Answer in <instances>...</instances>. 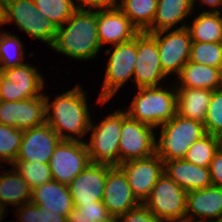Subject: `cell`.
<instances>
[{
	"label": "cell",
	"instance_id": "33",
	"mask_svg": "<svg viewBox=\"0 0 222 222\" xmlns=\"http://www.w3.org/2000/svg\"><path fill=\"white\" fill-rule=\"evenodd\" d=\"M24 130L0 123V162L12 164L18 155Z\"/></svg>",
	"mask_w": 222,
	"mask_h": 222
},
{
	"label": "cell",
	"instance_id": "21",
	"mask_svg": "<svg viewBox=\"0 0 222 222\" xmlns=\"http://www.w3.org/2000/svg\"><path fill=\"white\" fill-rule=\"evenodd\" d=\"M164 172L187 192L212 185L209 168L174 159L164 162Z\"/></svg>",
	"mask_w": 222,
	"mask_h": 222
},
{
	"label": "cell",
	"instance_id": "42",
	"mask_svg": "<svg viewBox=\"0 0 222 222\" xmlns=\"http://www.w3.org/2000/svg\"><path fill=\"white\" fill-rule=\"evenodd\" d=\"M195 1H196V0H193V4H195ZM201 2H202L203 5H204V4H207V5H209L210 7H213V9H214L215 7L218 8V6H219V7L222 6V0H201Z\"/></svg>",
	"mask_w": 222,
	"mask_h": 222
},
{
	"label": "cell",
	"instance_id": "7",
	"mask_svg": "<svg viewBox=\"0 0 222 222\" xmlns=\"http://www.w3.org/2000/svg\"><path fill=\"white\" fill-rule=\"evenodd\" d=\"M187 191L165 172L159 178L144 205L163 222L186 220Z\"/></svg>",
	"mask_w": 222,
	"mask_h": 222
},
{
	"label": "cell",
	"instance_id": "41",
	"mask_svg": "<svg viewBox=\"0 0 222 222\" xmlns=\"http://www.w3.org/2000/svg\"><path fill=\"white\" fill-rule=\"evenodd\" d=\"M80 3L76 5V9L88 10L96 9H107L116 6L117 0H78Z\"/></svg>",
	"mask_w": 222,
	"mask_h": 222
},
{
	"label": "cell",
	"instance_id": "15",
	"mask_svg": "<svg viewBox=\"0 0 222 222\" xmlns=\"http://www.w3.org/2000/svg\"><path fill=\"white\" fill-rule=\"evenodd\" d=\"M113 166L90 162L68 184L74 206L102 201L108 171Z\"/></svg>",
	"mask_w": 222,
	"mask_h": 222
},
{
	"label": "cell",
	"instance_id": "16",
	"mask_svg": "<svg viewBox=\"0 0 222 222\" xmlns=\"http://www.w3.org/2000/svg\"><path fill=\"white\" fill-rule=\"evenodd\" d=\"M61 141L59 135L47 123L24 130L15 161L49 163Z\"/></svg>",
	"mask_w": 222,
	"mask_h": 222
},
{
	"label": "cell",
	"instance_id": "44",
	"mask_svg": "<svg viewBox=\"0 0 222 222\" xmlns=\"http://www.w3.org/2000/svg\"><path fill=\"white\" fill-rule=\"evenodd\" d=\"M5 210H6V207L3 204L0 203V221L2 220L1 218L4 214V212H6Z\"/></svg>",
	"mask_w": 222,
	"mask_h": 222
},
{
	"label": "cell",
	"instance_id": "14",
	"mask_svg": "<svg viewBox=\"0 0 222 222\" xmlns=\"http://www.w3.org/2000/svg\"><path fill=\"white\" fill-rule=\"evenodd\" d=\"M156 39L146 32L137 34V59L134 81L137 88L155 87L164 78Z\"/></svg>",
	"mask_w": 222,
	"mask_h": 222
},
{
	"label": "cell",
	"instance_id": "6",
	"mask_svg": "<svg viewBox=\"0 0 222 222\" xmlns=\"http://www.w3.org/2000/svg\"><path fill=\"white\" fill-rule=\"evenodd\" d=\"M122 128V110H117L95 125L91 122L88 131H92L89 143H86L92 163L119 166V140Z\"/></svg>",
	"mask_w": 222,
	"mask_h": 222
},
{
	"label": "cell",
	"instance_id": "2",
	"mask_svg": "<svg viewBox=\"0 0 222 222\" xmlns=\"http://www.w3.org/2000/svg\"><path fill=\"white\" fill-rule=\"evenodd\" d=\"M86 98L80 85H76L71 90L58 95L52 103H49V97L45 96L46 123L62 140L81 141L80 137L89 132L91 116ZM64 130L73 134H65ZM74 134L79 139L74 137Z\"/></svg>",
	"mask_w": 222,
	"mask_h": 222
},
{
	"label": "cell",
	"instance_id": "29",
	"mask_svg": "<svg viewBox=\"0 0 222 222\" xmlns=\"http://www.w3.org/2000/svg\"><path fill=\"white\" fill-rule=\"evenodd\" d=\"M36 8L58 28L75 12L73 0H34Z\"/></svg>",
	"mask_w": 222,
	"mask_h": 222
},
{
	"label": "cell",
	"instance_id": "46",
	"mask_svg": "<svg viewBox=\"0 0 222 222\" xmlns=\"http://www.w3.org/2000/svg\"><path fill=\"white\" fill-rule=\"evenodd\" d=\"M219 46H220V49H221V51H222V36H221V38L219 39Z\"/></svg>",
	"mask_w": 222,
	"mask_h": 222
},
{
	"label": "cell",
	"instance_id": "25",
	"mask_svg": "<svg viewBox=\"0 0 222 222\" xmlns=\"http://www.w3.org/2000/svg\"><path fill=\"white\" fill-rule=\"evenodd\" d=\"M31 197L32 189L15 168L0 175V203L5 207L8 204L20 207L31 202Z\"/></svg>",
	"mask_w": 222,
	"mask_h": 222
},
{
	"label": "cell",
	"instance_id": "13",
	"mask_svg": "<svg viewBox=\"0 0 222 222\" xmlns=\"http://www.w3.org/2000/svg\"><path fill=\"white\" fill-rule=\"evenodd\" d=\"M45 95L20 101L0 100V123L27 130L46 123Z\"/></svg>",
	"mask_w": 222,
	"mask_h": 222
},
{
	"label": "cell",
	"instance_id": "17",
	"mask_svg": "<svg viewBox=\"0 0 222 222\" xmlns=\"http://www.w3.org/2000/svg\"><path fill=\"white\" fill-rule=\"evenodd\" d=\"M102 203L112 217H119L141 204L118 166L108 171Z\"/></svg>",
	"mask_w": 222,
	"mask_h": 222
},
{
	"label": "cell",
	"instance_id": "45",
	"mask_svg": "<svg viewBox=\"0 0 222 222\" xmlns=\"http://www.w3.org/2000/svg\"><path fill=\"white\" fill-rule=\"evenodd\" d=\"M106 222H121L119 217H111L108 221Z\"/></svg>",
	"mask_w": 222,
	"mask_h": 222
},
{
	"label": "cell",
	"instance_id": "32",
	"mask_svg": "<svg viewBox=\"0 0 222 222\" xmlns=\"http://www.w3.org/2000/svg\"><path fill=\"white\" fill-rule=\"evenodd\" d=\"M189 61L222 70V51L218 42H192Z\"/></svg>",
	"mask_w": 222,
	"mask_h": 222
},
{
	"label": "cell",
	"instance_id": "1",
	"mask_svg": "<svg viewBox=\"0 0 222 222\" xmlns=\"http://www.w3.org/2000/svg\"><path fill=\"white\" fill-rule=\"evenodd\" d=\"M64 24L58 28L51 47L74 59L87 61L94 58L101 48L97 10L76 9Z\"/></svg>",
	"mask_w": 222,
	"mask_h": 222
},
{
	"label": "cell",
	"instance_id": "24",
	"mask_svg": "<svg viewBox=\"0 0 222 222\" xmlns=\"http://www.w3.org/2000/svg\"><path fill=\"white\" fill-rule=\"evenodd\" d=\"M193 7V0H158L153 23L145 32L170 30L190 15Z\"/></svg>",
	"mask_w": 222,
	"mask_h": 222
},
{
	"label": "cell",
	"instance_id": "31",
	"mask_svg": "<svg viewBox=\"0 0 222 222\" xmlns=\"http://www.w3.org/2000/svg\"><path fill=\"white\" fill-rule=\"evenodd\" d=\"M12 165L32 190L53 180L49 163L14 161Z\"/></svg>",
	"mask_w": 222,
	"mask_h": 222
},
{
	"label": "cell",
	"instance_id": "5",
	"mask_svg": "<svg viewBox=\"0 0 222 222\" xmlns=\"http://www.w3.org/2000/svg\"><path fill=\"white\" fill-rule=\"evenodd\" d=\"M15 25L34 39L53 44L58 27L35 6L34 0H3V23Z\"/></svg>",
	"mask_w": 222,
	"mask_h": 222
},
{
	"label": "cell",
	"instance_id": "22",
	"mask_svg": "<svg viewBox=\"0 0 222 222\" xmlns=\"http://www.w3.org/2000/svg\"><path fill=\"white\" fill-rule=\"evenodd\" d=\"M177 93L176 114L204 124L213 90L175 87Z\"/></svg>",
	"mask_w": 222,
	"mask_h": 222
},
{
	"label": "cell",
	"instance_id": "10",
	"mask_svg": "<svg viewBox=\"0 0 222 222\" xmlns=\"http://www.w3.org/2000/svg\"><path fill=\"white\" fill-rule=\"evenodd\" d=\"M186 26L150 33L156 39L161 68L166 76L171 72L179 75L183 65L189 61L192 40Z\"/></svg>",
	"mask_w": 222,
	"mask_h": 222
},
{
	"label": "cell",
	"instance_id": "37",
	"mask_svg": "<svg viewBox=\"0 0 222 222\" xmlns=\"http://www.w3.org/2000/svg\"><path fill=\"white\" fill-rule=\"evenodd\" d=\"M1 73L20 86H44V78L39 74L37 68L26 63L13 68L3 69Z\"/></svg>",
	"mask_w": 222,
	"mask_h": 222
},
{
	"label": "cell",
	"instance_id": "18",
	"mask_svg": "<svg viewBox=\"0 0 222 222\" xmlns=\"http://www.w3.org/2000/svg\"><path fill=\"white\" fill-rule=\"evenodd\" d=\"M97 31L99 43L118 45L132 40L139 30L117 7L97 11Z\"/></svg>",
	"mask_w": 222,
	"mask_h": 222
},
{
	"label": "cell",
	"instance_id": "40",
	"mask_svg": "<svg viewBox=\"0 0 222 222\" xmlns=\"http://www.w3.org/2000/svg\"><path fill=\"white\" fill-rule=\"evenodd\" d=\"M209 171L212 185L222 187V146L211 160Z\"/></svg>",
	"mask_w": 222,
	"mask_h": 222
},
{
	"label": "cell",
	"instance_id": "28",
	"mask_svg": "<svg viewBox=\"0 0 222 222\" xmlns=\"http://www.w3.org/2000/svg\"><path fill=\"white\" fill-rule=\"evenodd\" d=\"M221 146L220 137L206 133L192 144L183 159L202 168H209L211 160Z\"/></svg>",
	"mask_w": 222,
	"mask_h": 222
},
{
	"label": "cell",
	"instance_id": "11",
	"mask_svg": "<svg viewBox=\"0 0 222 222\" xmlns=\"http://www.w3.org/2000/svg\"><path fill=\"white\" fill-rule=\"evenodd\" d=\"M85 141L62 140L49 161L53 180L68 185L90 163Z\"/></svg>",
	"mask_w": 222,
	"mask_h": 222
},
{
	"label": "cell",
	"instance_id": "8",
	"mask_svg": "<svg viewBox=\"0 0 222 222\" xmlns=\"http://www.w3.org/2000/svg\"><path fill=\"white\" fill-rule=\"evenodd\" d=\"M106 54L111 55L108 59L101 94L98 98V102L103 104L110 100L130 77L133 78L137 59V35L128 42L114 45V50L107 49Z\"/></svg>",
	"mask_w": 222,
	"mask_h": 222
},
{
	"label": "cell",
	"instance_id": "26",
	"mask_svg": "<svg viewBox=\"0 0 222 222\" xmlns=\"http://www.w3.org/2000/svg\"><path fill=\"white\" fill-rule=\"evenodd\" d=\"M212 11L202 12L195 17L191 26H186L192 42H219L222 36V15L219 10Z\"/></svg>",
	"mask_w": 222,
	"mask_h": 222
},
{
	"label": "cell",
	"instance_id": "4",
	"mask_svg": "<svg viewBox=\"0 0 222 222\" xmlns=\"http://www.w3.org/2000/svg\"><path fill=\"white\" fill-rule=\"evenodd\" d=\"M205 134L203 123L176 114L161 125L160 140L156 141V154L163 162L183 159L192 144Z\"/></svg>",
	"mask_w": 222,
	"mask_h": 222
},
{
	"label": "cell",
	"instance_id": "36",
	"mask_svg": "<svg viewBox=\"0 0 222 222\" xmlns=\"http://www.w3.org/2000/svg\"><path fill=\"white\" fill-rule=\"evenodd\" d=\"M204 128L206 133L222 139V86L212 92Z\"/></svg>",
	"mask_w": 222,
	"mask_h": 222
},
{
	"label": "cell",
	"instance_id": "35",
	"mask_svg": "<svg viewBox=\"0 0 222 222\" xmlns=\"http://www.w3.org/2000/svg\"><path fill=\"white\" fill-rule=\"evenodd\" d=\"M44 86H20L16 82L9 80L0 72V100L20 101L27 98L41 96L39 91Z\"/></svg>",
	"mask_w": 222,
	"mask_h": 222
},
{
	"label": "cell",
	"instance_id": "43",
	"mask_svg": "<svg viewBox=\"0 0 222 222\" xmlns=\"http://www.w3.org/2000/svg\"><path fill=\"white\" fill-rule=\"evenodd\" d=\"M3 0H0V25H3Z\"/></svg>",
	"mask_w": 222,
	"mask_h": 222
},
{
	"label": "cell",
	"instance_id": "30",
	"mask_svg": "<svg viewBox=\"0 0 222 222\" xmlns=\"http://www.w3.org/2000/svg\"><path fill=\"white\" fill-rule=\"evenodd\" d=\"M23 59L24 49L20 39L2 31L0 33V72L3 69L23 65Z\"/></svg>",
	"mask_w": 222,
	"mask_h": 222
},
{
	"label": "cell",
	"instance_id": "12",
	"mask_svg": "<svg viewBox=\"0 0 222 222\" xmlns=\"http://www.w3.org/2000/svg\"><path fill=\"white\" fill-rule=\"evenodd\" d=\"M118 167L124 172L134 196L140 203H144L164 174V162L156 153L144 159L123 162Z\"/></svg>",
	"mask_w": 222,
	"mask_h": 222
},
{
	"label": "cell",
	"instance_id": "34",
	"mask_svg": "<svg viewBox=\"0 0 222 222\" xmlns=\"http://www.w3.org/2000/svg\"><path fill=\"white\" fill-rule=\"evenodd\" d=\"M111 217L102 201H95L74 206L67 217V222H106Z\"/></svg>",
	"mask_w": 222,
	"mask_h": 222
},
{
	"label": "cell",
	"instance_id": "27",
	"mask_svg": "<svg viewBox=\"0 0 222 222\" xmlns=\"http://www.w3.org/2000/svg\"><path fill=\"white\" fill-rule=\"evenodd\" d=\"M116 6L139 30L145 32L153 23L158 0H121Z\"/></svg>",
	"mask_w": 222,
	"mask_h": 222
},
{
	"label": "cell",
	"instance_id": "23",
	"mask_svg": "<svg viewBox=\"0 0 222 222\" xmlns=\"http://www.w3.org/2000/svg\"><path fill=\"white\" fill-rule=\"evenodd\" d=\"M179 85L197 89L215 90L222 86V70L204 64L188 61L179 73Z\"/></svg>",
	"mask_w": 222,
	"mask_h": 222
},
{
	"label": "cell",
	"instance_id": "38",
	"mask_svg": "<svg viewBox=\"0 0 222 222\" xmlns=\"http://www.w3.org/2000/svg\"><path fill=\"white\" fill-rule=\"evenodd\" d=\"M20 222H67V217L60 213L44 211L42 207L32 202L24 203L17 211Z\"/></svg>",
	"mask_w": 222,
	"mask_h": 222
},
{
	"label": "cell",
	"instance_id": "9",
	"mask_svg": "<svg viewBox=\"0 0 222 222\" xmlns=\"http://www.w3.org/2000/svg\"><path fill=\"white\" fill-rule=\"evenodd\" d=\"M154 127L130 118L122 111V128L119 140V165L123 162L144 159L156 153Z\"/></svg>",
	"mask_w": 222,
	"mask_h": 222
},
{
	"label": "cell",
	"instance_id": "3",
	"mask_svg": "<svg viewBox=\"0 0 222 222\" xmlns=\"http://www.w3.org/2000/svg\"><path fill=\"white\" fill-rule=\"evenodd\" d=\"M132 99L127 115L141 123L158 128L176 115V89L168 91L163 87H142Z\"/></svg>",
	"mask_w": 222,
	"mask_h": 222
},
{
	"label": "cell",
	"instance_id": "39",
	"mask_svg": "<svg viewBox=\"0 0 222 222\" xmlns=\"http://www.w3.org/2000/svg\"><path fill=\"white\" fill-rule=\"evenodd\" d=\"M121 222H163L158 219L143 203L119 216Z\"/></svg>",
	"mask_w": 222,
	"mask_h": 222
},
{
	"label": "cell",
	"instance_id": "20",
	"mask_svg": "<svg viewBox=\"0 0 222 222\" xmlns=\"http://www.w3.org/2000/svg\"><path fill=\"white\" fill-rule=\"evenodd\" d=\"M31 202L52 213L68 217L74 205L68 185L51 180L32 190Z\"/></svg>",
	"mask_w": 222,
	"mask_h": 222
},
{
	"label": "cell",
	"instance_id": "19",
	"mask_svg": "<svg viewBox=\"0 0 222 222\" xmlns=\"http://www.w3.org/2000/svg\"><path fill=\"white\" fill-rule=\"evenodd\" d=\"M189 212L196 216L198 220L193 221ZM203 218H209L210 220L207 221ZM221 218L222 187L211 185L204 189L187 192L186 221L219 222Z\"/></svg>",
	"mask_w": 222,
	"mask_h": 222
}]
</instances>
